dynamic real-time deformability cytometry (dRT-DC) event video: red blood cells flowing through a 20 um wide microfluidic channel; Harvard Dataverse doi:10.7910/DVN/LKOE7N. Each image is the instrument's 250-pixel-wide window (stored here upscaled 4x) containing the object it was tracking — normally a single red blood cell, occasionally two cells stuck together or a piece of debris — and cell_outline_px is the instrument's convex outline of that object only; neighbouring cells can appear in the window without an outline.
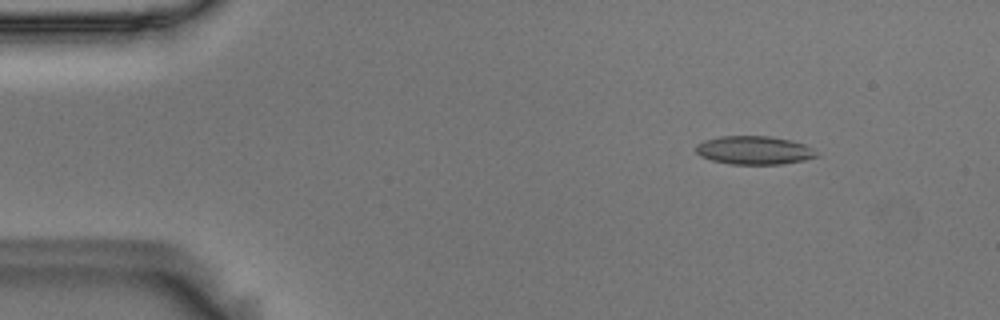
{"species": "Egyptian fruit bat (a non-hibernating species)", "species_latin": "Rousettus aegyptiacus", "temperature_condition": "room temperature", "stored_images_in_passage": 55, "camera_frame_rate_fps": 3000, "um_per_image_px": 0.085, "animal": {"sex": "male"}, "frame": {"image": 1, "passage_image": 7, "time_ms": 2.0, "image_size_px": [1000, 320], "cell_outline_px": [[820, 156], [804, 160], [780, 164], [728, 164], [712, 160], [700, 156], [696, 152], [696, 144], [704, 140], [720, 136], [772, 136], [804, 144], [812, 148]], "centroid_in_image_um": [64.08, 12.77], "position_along_channel_um": 20.9, "area_um2": 20.0}}
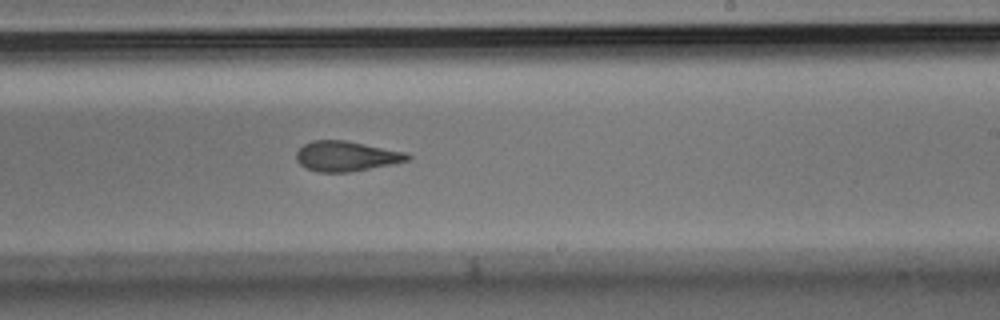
{"frame": {"image": 2, "passage_image": 33, "time_ms": 10.667, "image_size_px": [1000, 320], "cell_outline_px": [[412, 156], [408, 160], [392, 164], [348, 172], [316, 172], [304, 168], [296, 160], [296, 152], [304, 144], [312, 140], [344, 140], [408, 152]], "centroid_in_image_um": [29.42, 13.27], "position_along_channel_um": 259.6, "area_um2": 19.59}}
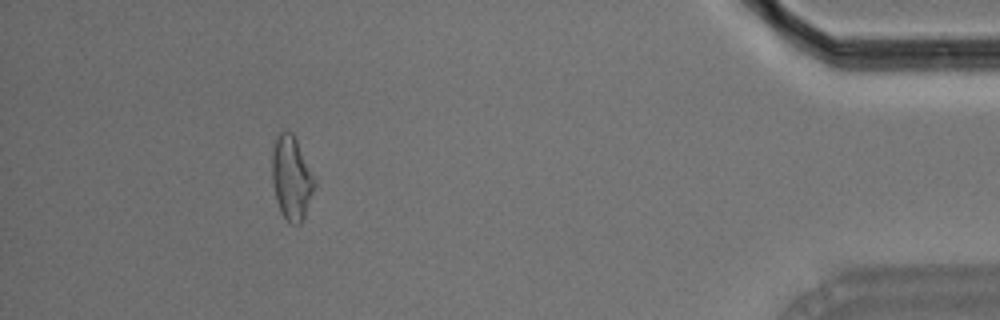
{"frame": {"image": 3, "passage_image": 50, "time_ms": 16.333, "image_size_px": [1000, 320], "cell_outline_px": [[316, 184], [304, 216], [300, 224], [292, 224], [280, 212], [276, 200], [272, 184], [272, 140], [284, 128], [292, 132], [316, 180]], "centroid_in_image_um": [24.75, 15.07], "position_along_channel_um": 410.5, "area_um2": 20.87}, "authors_computed_cell_mechanics": {"area_um2": 20.1144, "velocity_mm_per_s": 3.6634, "shape_relaxation_time_tau1_ms": null, "shape_relaxation_time_tau2_ms": 2.6769, "deformation_change_tau1": null, "deformation_change_tau2": 0.1081}}